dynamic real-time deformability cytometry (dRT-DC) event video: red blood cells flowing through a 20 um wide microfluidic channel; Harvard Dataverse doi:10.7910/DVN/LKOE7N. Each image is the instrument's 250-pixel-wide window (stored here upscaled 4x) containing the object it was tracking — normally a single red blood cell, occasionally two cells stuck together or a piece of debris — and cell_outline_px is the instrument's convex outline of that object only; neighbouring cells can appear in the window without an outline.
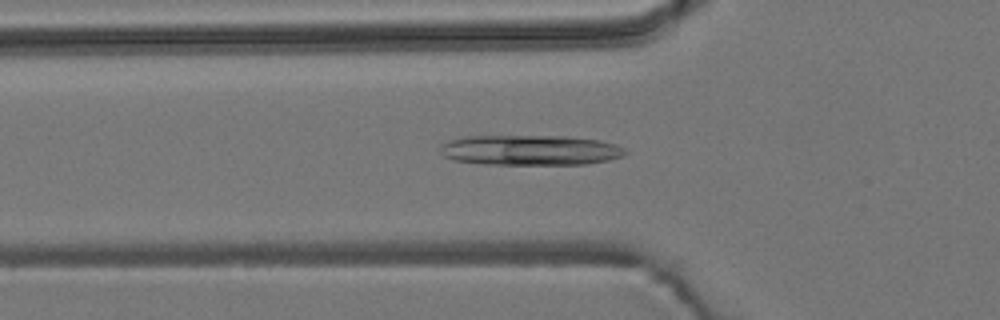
{"species": "common noctule bat (a hibernating species)", "species_latin": "Nyctalus noctula", "temperature_condition": "room temperature", "stored_images_in_passage": 47, "camera_frame_rate_fps": 3000, "um_per_image_px": 0.085, "animal": {"sex": "male", "body_mass_g": 19.2, "forearm_length_mm": 51.8}, "frame": {"image": 1, "passage_image": 12, "time_ms": 3.667, "image_size_px": [1000, 320], "cell_outline_px": [[628, 152], [624, 156], [608, 160], [584, 164], [484, 164], [456, 160], [444, 156], [440, 148], [440, 144], [448, 140], [464, 136], [568, 136], [600, 140], [616, 144], [624, 148]], "centroid_in_image_um": [45.08, 12.75], "position_along_channel_um": 80.7, "area_um2": 32.71}}
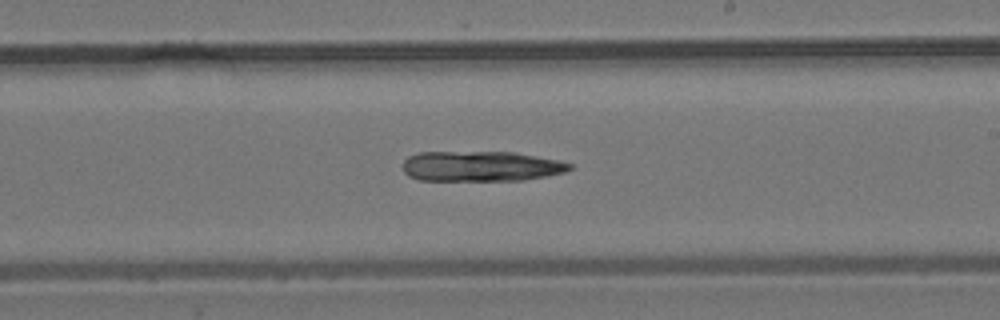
{"frame": {"image": 2, "passage_image": 25, "time_ms": 8.0, "image_size_px": [1000, 320], "cell_outline_px": [[572, 168], [564, 172], [548, 176], [524, 180], [420, 180], [408, 176], [404, 172], [404, 160], [408, 156], [420, 152], [512, 152], [556, 160], [572, 164]], "centroid_in_image_um": [40.86, 14.13], "position_along_channel_um": 248.1, "area_um2": 29.25}}
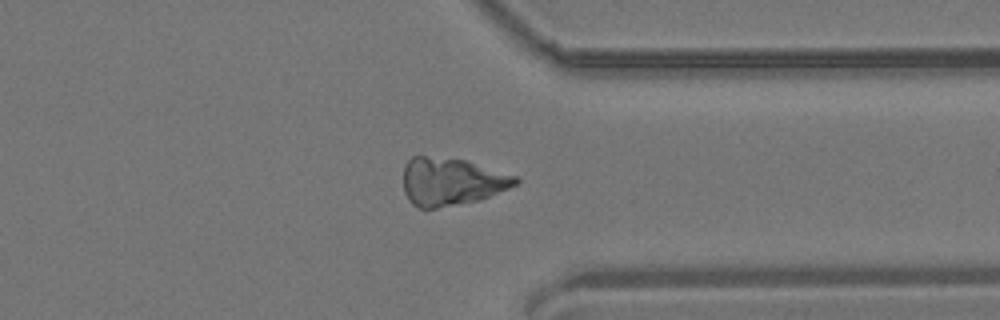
{"frame": {"image": 3, "passage_image": 35, "time_ms": 11.333, "image_size_px": [1000, 320], "cell_outline_px": [[520, 180], [516, 184], [508, 188], [480, 200], [436, 208], [420, 208], [412, 204], [408, 200], [404, 192], [404, 164], [412, 156], [424, 156], [464, 160], [516, 176]], "centroid_in_image_um": [38.33, 15.44], "position_along_channel_um": 373.1, "area_um2": 30.87}}